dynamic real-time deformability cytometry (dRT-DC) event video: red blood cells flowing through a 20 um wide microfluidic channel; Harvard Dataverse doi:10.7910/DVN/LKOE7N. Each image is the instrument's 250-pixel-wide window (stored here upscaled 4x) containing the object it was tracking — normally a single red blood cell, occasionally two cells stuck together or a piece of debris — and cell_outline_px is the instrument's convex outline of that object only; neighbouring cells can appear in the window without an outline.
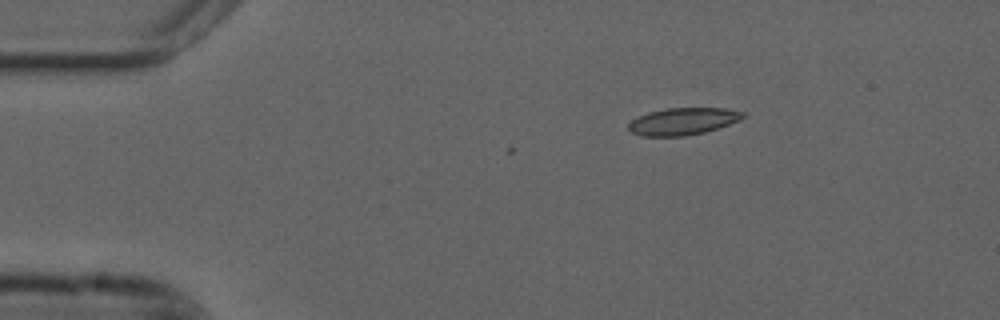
{"species": "common noctule bat (a hibernating species)", "species_latin": "Nyctalus noctula", "temperature_condition": "cold", "stored_images_in_passage": 5, "camera_frame_rate_fps": 3000, "um_per_image_px": 0.085, "animal": {"sex": "male", "forearm_length_mm": 52.5}, "frame": {"image": 1, "passage_image": 1, "time_ms": 0.0, "image_size_px": [1000, 320], "cell_outline_px": [[744, 116], [740, 120], [704, 132], [684, 136], [640, 136], [632, 132], [628, 128], [628, 124], [632, 120], [648, 112], [664, 108], [728, 108], [744, 112]], "centroid_in_image_um": [58.04, 10.3], "position_along_channel_um": 27.0, "area_um2": 17.98}}